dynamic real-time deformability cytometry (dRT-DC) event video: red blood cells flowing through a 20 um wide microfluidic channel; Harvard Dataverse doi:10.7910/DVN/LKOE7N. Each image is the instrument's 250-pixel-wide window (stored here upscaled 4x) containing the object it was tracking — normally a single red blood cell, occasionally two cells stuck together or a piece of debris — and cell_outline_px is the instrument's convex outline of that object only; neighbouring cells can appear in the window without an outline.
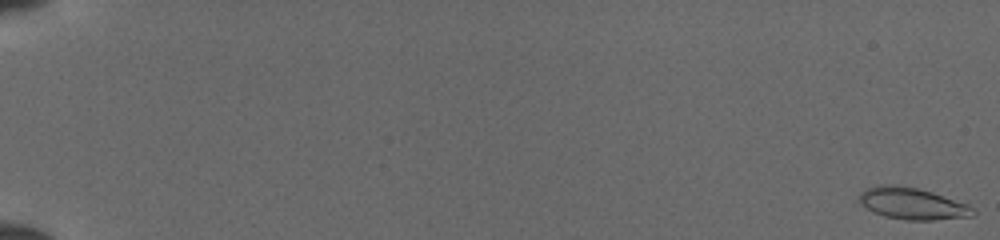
{"species": "common noctule bat (a hibernating species)", "species_latin": "Nyctalus noctula", "temperature_condition": "cold", "stored_images_in_passage": 52, "camera_frame_rate_fps": 3000, "um_per_image_px": 0.085, "animal": {"sex": "female", "body_mass_g": 19.5, "forearm_length_mm": 54.1}, "frame": {"image": 1, "passage_image": 1, "time_ms": 0.0, "image_size_px": [1000, 240], "cell_outline_px": [[976, 212], [972, 216], [932, 220], [908, 220], [884, 216], [872, 212], [856, 200], [860, 192], [868, 188], [884, 184], [892, 184], [916, 188], [932, 192], [968, 204]], "centroid_in_image_um": [77.51, 17.3], "position_along_channel_um": 7.5, "area_um2": 20.98}}
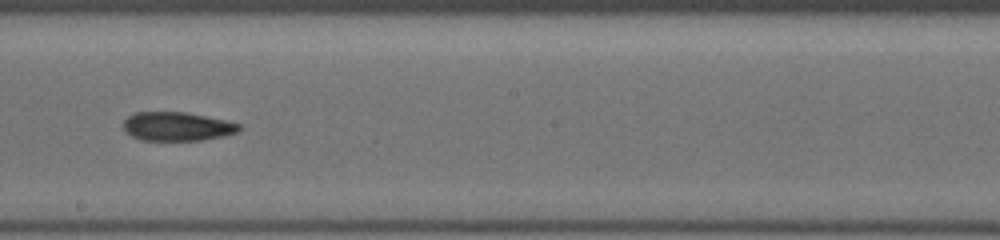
{"frame": {"image": 2, "passage_image": 32, "time_ms": 10.333, "image_size_px": [1000, 240], "cell_outline_px": [[240, 128], [236, 132], [224, 136], [200, 140], [140, 140], [132, 136], [120, 124], [128, 116], [136, 112], [184, 112], [228, 120], [240, 124]], "centroid_in_image_um": [15.04, 10.74], "position_along_channel_um": 233.2, "area_um2": 19.42}}
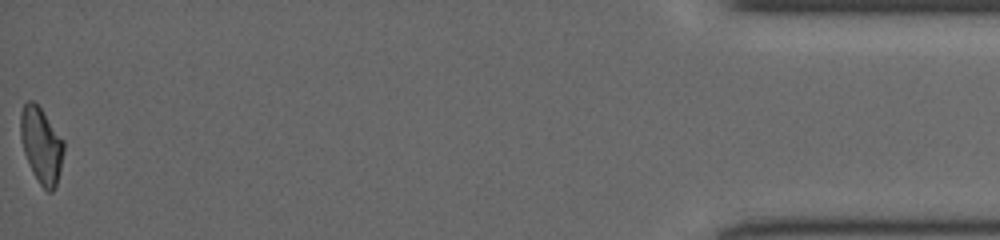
{"frame": {"image": 3, "passage_image": 52, "time_ms": 17.0, "image_size_px": [1000, 240], "cell_outline_px": [[64, 152], [56, 184], [52, 192], [48, 192], [40, 184], [32, 172], [24, 152], [20, 140], [20, 112], [24, 104], [28, 100], [32, 100], [40, 108], [64, 140]], "centroid_in_image_um": [3.5, 12.33], "position_along_channel_um": 431.7, "area_um2": 18.96}}